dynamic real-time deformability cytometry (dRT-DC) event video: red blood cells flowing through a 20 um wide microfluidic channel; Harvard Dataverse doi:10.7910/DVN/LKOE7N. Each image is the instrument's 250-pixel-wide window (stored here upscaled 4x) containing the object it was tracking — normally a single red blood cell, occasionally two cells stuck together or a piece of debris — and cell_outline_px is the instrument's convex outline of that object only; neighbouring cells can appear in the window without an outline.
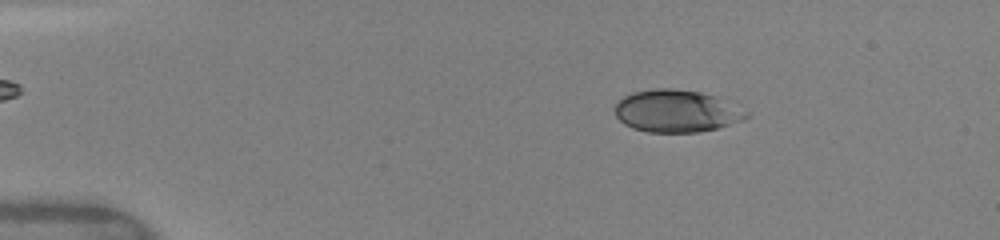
{"species": "human", "species_latin": "Homo sapiens", "temperature_condition": "warm", "stored_images_in_passage": 45, "camera_frame_rate_fps": 3000, "um_per_image_px": 0.085, "donor": {"sex": "female"}, "frame": {"image": 1, "passage_image": 18, "time_ms": 2.667, "image_size_px": [1000, 240], "cell_outline_px": [[748, 116], [744, 120], [716, 128], [700, 132], [648, 132], [632, 128], [624, 124], [616, 116], [616, 104], [624, 96], [632, 92], [656, 88], [676, 88], [700, 92], [728, 100], [748, 112]], "centroid_in_image_um": [57.52, 9.43], "position_along_channel_um": 27.5, "area_um2": 32.48}}
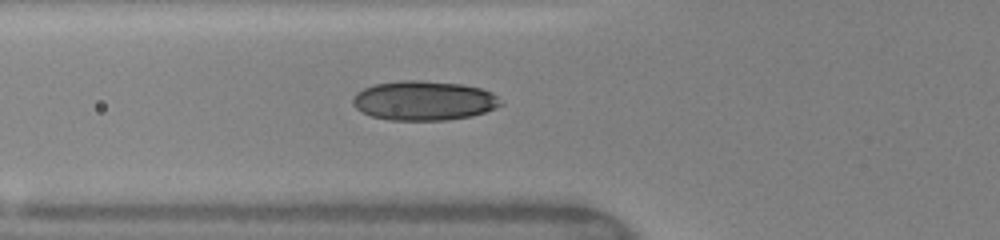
{"frame": {"image": 2, "passage_image": 42, "time_ms": 6.0, "image_size_px": [1000, 240], "cell_outline_px": [[504, 104], [496, 108], [472, 116], [448, 120], [388, 120], [372, 116], [356, 108], [352, 104], [352, 100], [356, 92], [364, 88], [376, 84], [400, 80], [420, 80], [464, 84], [480, 88], [492, 92]], "centroid_in_image_um": [36.04, 8.55], "position_along_channel_um": 89.8, "area_um2": 34.16}}